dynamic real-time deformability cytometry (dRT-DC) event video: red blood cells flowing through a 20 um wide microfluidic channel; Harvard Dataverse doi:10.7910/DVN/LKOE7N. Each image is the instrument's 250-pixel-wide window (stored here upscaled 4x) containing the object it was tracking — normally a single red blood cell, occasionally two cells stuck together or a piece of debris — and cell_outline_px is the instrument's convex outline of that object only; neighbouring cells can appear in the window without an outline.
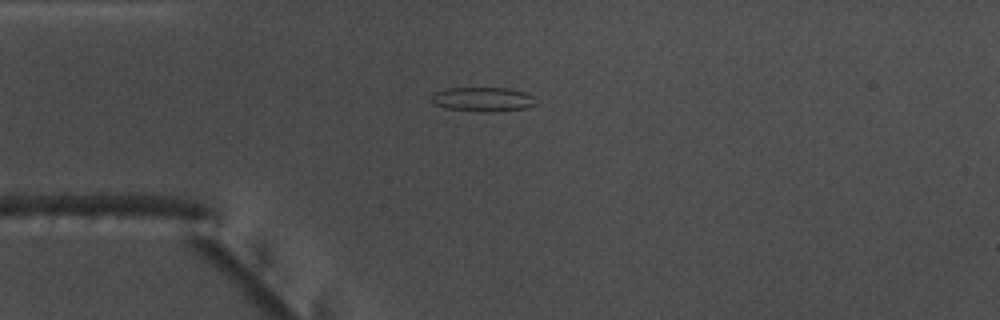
{"species": "common noctule bat (a hibernating species)", "species_latin": "Nyctalus noctula", "temperature_condition": "warm", "stored_images_in_passage": 43, "camera_frame_rate_fps": 3000, "um_per_image_px": 0.085, "animal": {"sex": "male", "body_mass_g": 17.5, "forearm_length_mm": 52.3}, "frame": {"image": 1, "passage_image": 3, "time_ms": 0.667, "image_size_px": [1000, 320], "cell_outline_px": [[536, 104], [528, 108], [496, 112], [480, 112], [444, 108], [432, 104], [432, 92], [444, 88], [508, 88], [524, 92], [532, 96]], "centroid_in_image_um": [40.99, 8.45], "position_along_channel_um": 44.0, "area_um2": 15.09}}
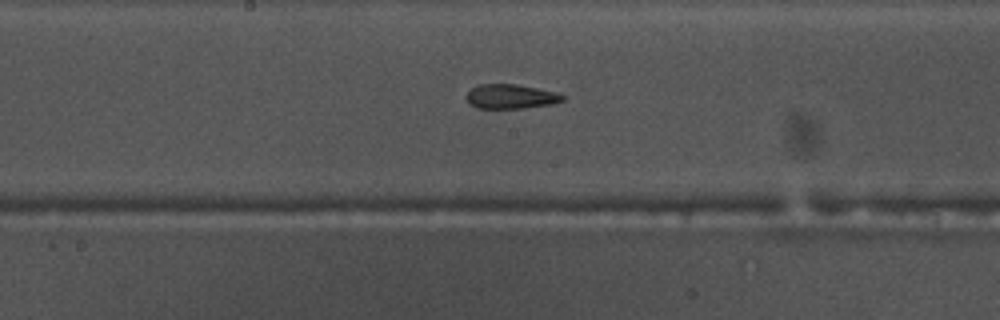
{"frame": {"image": 2, "passage_image": 17, "time_ms": 5.333, "image_size_px": [1000, 320], "cell_outline_px": [[568, 96], [564, 100], [552, 104], [524, 108], [476, 108], [464, 96], [472, 88], [480, 84], [516, 84], [556, 92]], "centroid_in_image_um": [43.45, 8.2], "position_along_channel_um": 204.8, "area_um2": 13.7}}
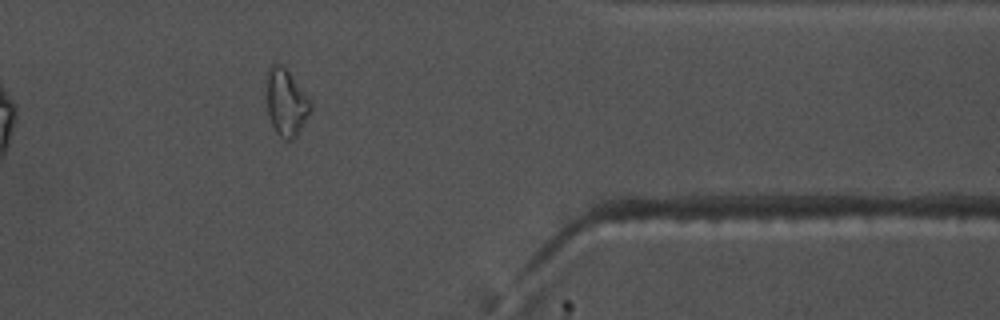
{"frame": {"image": 3, "passage_image": 33, "time_ms": 10.667, "image_size_px": [1000, 320], "cell_outline_px": [[312, 108], [308, 116], [296, 136], [292, 140], [284, 140], [276, 132], [268, 116], [264, 96], [268, 68], [272, 64], [280, 64], [288, 72], [312, 100]], "centroid_in_image_um": [24.29, 8.71], "position_along_channel_um": 387.1, "area_um2": 17.51}, "authors_computed_cell_mechanics": {"area_um2": 15.028, "velocity_mm_per_s": 3.808, "shape_relaxation_time_tau1_ms": null, "shape_relaxation_time_tau2_ms": 2.0978, "deformation_change_tau1": null, "deformation_change_tau2": 0.1029}}